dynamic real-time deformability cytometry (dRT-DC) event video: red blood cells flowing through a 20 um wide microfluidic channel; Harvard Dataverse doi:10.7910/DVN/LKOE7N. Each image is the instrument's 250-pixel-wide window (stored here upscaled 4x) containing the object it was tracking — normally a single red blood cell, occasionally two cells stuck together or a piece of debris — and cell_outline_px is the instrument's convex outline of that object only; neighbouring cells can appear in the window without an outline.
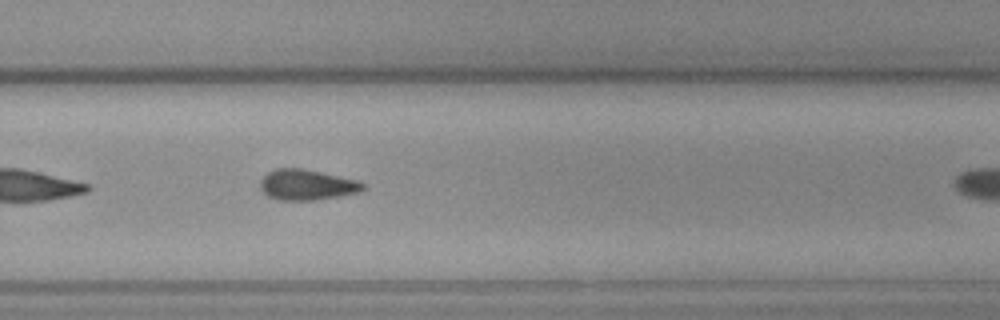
{"species": "common noctule bat (a hibernating species)", "species_latin": "Nyctalus noctula", "temperature_condition": "cold", "stored_images_in_passage": 31, "camera_frame_rate_fps": 3000, "um_per_image_px": 0.085, "animal": {"sex": "female", "body_mass_g": 19.3, "forearm_length_mm": 54.1}, "frame": {"image": 1, "passage_image": 22, "time_ms": 7.0, "image_size_px": [1000, 320], "cell_outline_px": [[364, 188], [360, 192], [340, 196], [316, 200], [276, 200], [268, 196], [260, 188], [260, 180], [268, 172], [276, 168], [300, 168], [320, 172], [356, 180], [364, 184]], "centroid_in_image_um": [26.05, 15.72], "position_along_channel_um": 303.7, "area_um2": 18.21}}